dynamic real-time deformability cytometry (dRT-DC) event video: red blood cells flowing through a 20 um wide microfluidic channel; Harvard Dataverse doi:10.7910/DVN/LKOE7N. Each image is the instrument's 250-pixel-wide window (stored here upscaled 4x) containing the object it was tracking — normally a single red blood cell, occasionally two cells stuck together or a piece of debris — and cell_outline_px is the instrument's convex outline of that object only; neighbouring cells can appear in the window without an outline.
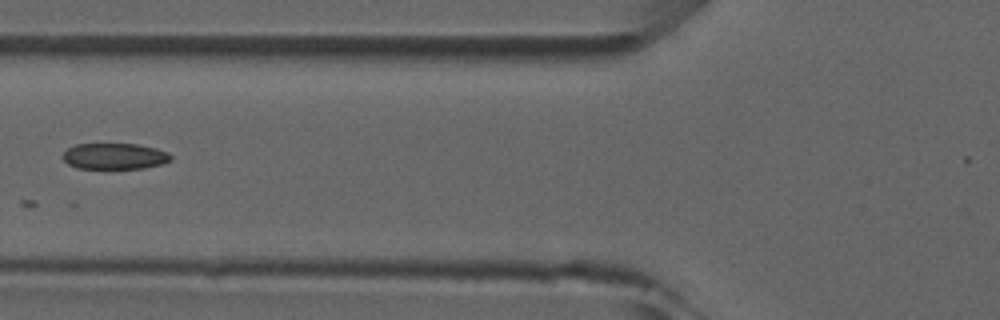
{"species": "common noctule bat (a hibernating species)", "species_latin": "Nyctalus noctula", "temperature_condition": "room temperature", "stored_images_in_passage": 5, "camera_frame_rate_fps": 3000, "um_per_image_px": 0.085, "animal": {"sex": "male", "forearm_length_mm": 52.5}, "frame": {"image": 1, "passage_image": 4, "time_ms": 4.333, "image_size_px": [1000, 320], "cell_outline_px": [[172, 160], [164, 164], [144, 168], [76, 168], [68, 164], [60, 156], [68, 148], [76, 144], [136, 144], [156, 148], [168, 152], [172, 156]], "centroid_in_image_um": [9.75, 13.28], "position_along_channel_um": 116.0, "area_um2": 16.53}}